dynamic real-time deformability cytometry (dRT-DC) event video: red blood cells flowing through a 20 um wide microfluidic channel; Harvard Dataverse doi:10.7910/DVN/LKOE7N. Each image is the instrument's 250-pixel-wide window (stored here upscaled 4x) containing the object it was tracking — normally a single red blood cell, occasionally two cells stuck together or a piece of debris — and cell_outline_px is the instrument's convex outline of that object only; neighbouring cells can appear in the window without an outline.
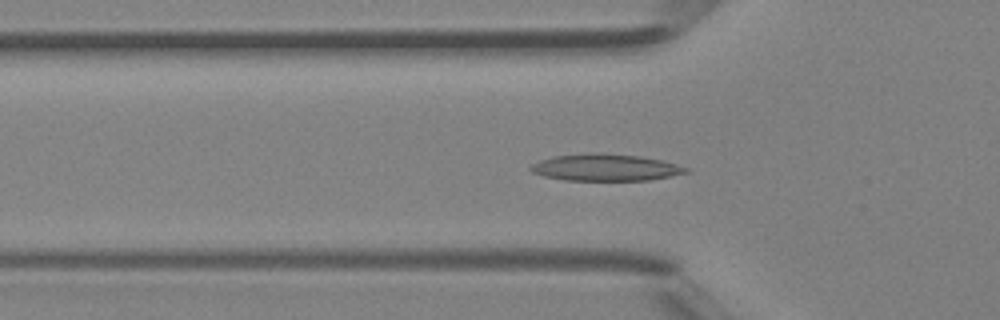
{"species": "Egyptian fruit bat (a non-hibernating species)", "species_latin": "Rousettus aegyptiacus", "temperature_condition": "room temperature", "stored_images_in_passage": 48, "camera_frame_rate_fps": 3000, "um_per_image_px": 0.085, "animal": {"sex": "female"}, "frame": {"image": 1, "passage_image": 16, "time_ms": 5.0, "image_size_px": [1000, 320], "cell_outline_px": [[688, 172], [648, 180], [564, 180], [544, 176], [532, 172], [528, 168], [532, 164], [540, 160], [552, 156], [596, 152], [640, 156], [660, 160], [688, 168]], "centroid_in_image_um": [51.39, 14.23], "position_along_channel_um": 74.4, "area_um2": 24.04}}
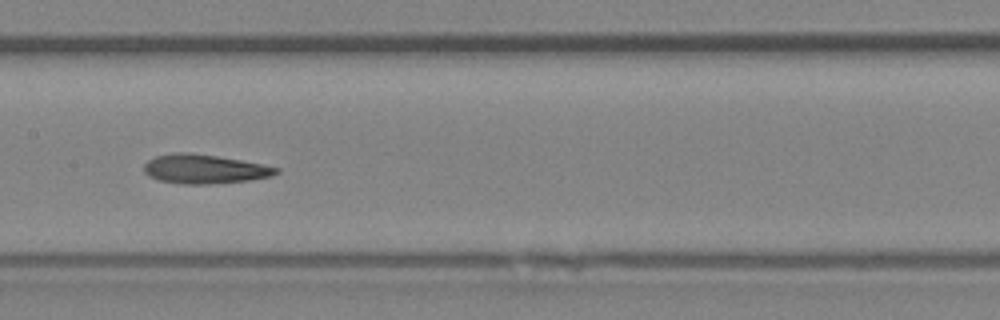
{"frame": {"image": 2, "passage_image": 24, "time_ms": 7.667, "image_size_px": [1000, 320], "cell_outline_px": [[280, 172], [272, 176], [248, 180], [208, 184], [184, 184], [160, 180], [148, 176], [144, 172], [144, 164], [148, 160], [156, 156], [172, 152], [192, 152], [240, 160], [280, 168]], "centroid_in_image_um": [17.35, 14.36], "position_along_channel_um": 190.0, "area_um2": 22.37}}
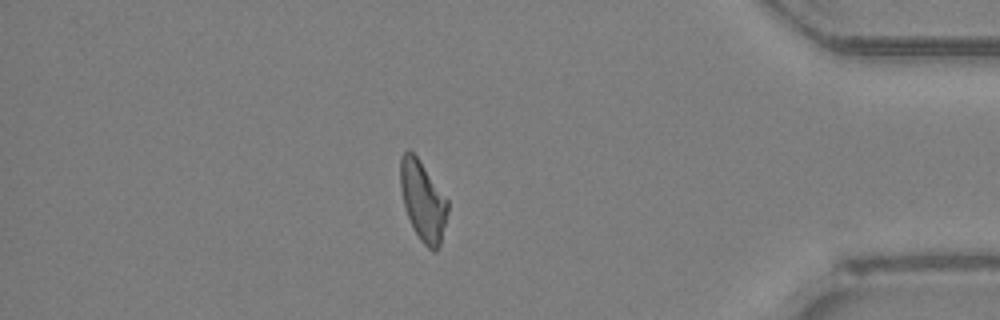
{"frame": {"image": 3, "passage_image": 41, "time_ms": 13.333, "image_size_px": [1000, 320], "cell_outline_px": [[448, 212], [440, 244], [436, 252], [432, 252], [420, 240], [408, 216], [404, 204], [400, 188], [400, 156], [408, 148], [416, 156], [448, 200]], "centroid_in_image_um": [35.94, 17.08], "position_along_channel_um": 399.3, "area_um2": 21.73}, "authors_computed_cell_mechanics": {"area_um2": 22.4842, "velocity_mm_per_s": 4.3418, "shape_relaxation_time_tau1_ms": null, "shape_relaxation_time_tau2_ms": 4.9253, "deformation_change_tau1": null, "deformation_change_tau2": 0.1443}}